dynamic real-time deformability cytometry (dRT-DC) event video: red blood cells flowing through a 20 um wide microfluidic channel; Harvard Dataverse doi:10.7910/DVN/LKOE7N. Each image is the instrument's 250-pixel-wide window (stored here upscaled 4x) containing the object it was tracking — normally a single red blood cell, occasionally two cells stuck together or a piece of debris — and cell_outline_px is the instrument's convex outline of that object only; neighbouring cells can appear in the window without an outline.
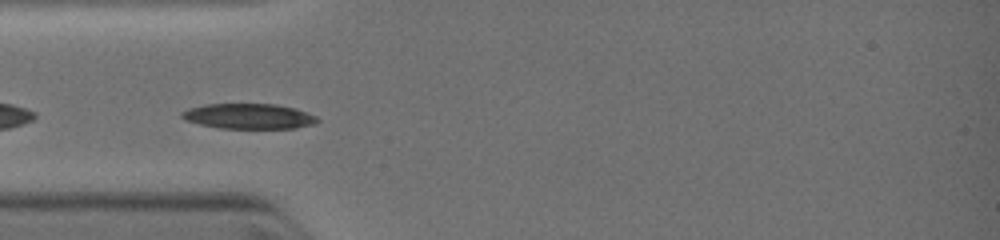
{"species": "common noctule bat (a hibernating species)", "species_latin": "Nyctalus noctula", "temperature_condition": "warm", "stored_images_in_passage": 5, "camera_frame_rate_fps": 3000, "um_per_image_px": 0.085, "animal": {"sex": "female", "body_mass_g": 19.0, "forearm_length_mm": 51.5}, "frame": {"image": 1, "passage_image": 4, "time_ms": 1.0, "image_size_px": [1000, 240], "cell_outline_px": [[320, 120], [312, 124], [296, 128], [220, 128], [200, 124], [188, 120], [180, 116], [180, 112], [188, 108], [204, 104], [276, 104], [296, 108], [316, 116]], "centroid_in_image_um": [21.14, 9.87], "position_along_channel_um": 63.9, "area_um2": 19.88}}